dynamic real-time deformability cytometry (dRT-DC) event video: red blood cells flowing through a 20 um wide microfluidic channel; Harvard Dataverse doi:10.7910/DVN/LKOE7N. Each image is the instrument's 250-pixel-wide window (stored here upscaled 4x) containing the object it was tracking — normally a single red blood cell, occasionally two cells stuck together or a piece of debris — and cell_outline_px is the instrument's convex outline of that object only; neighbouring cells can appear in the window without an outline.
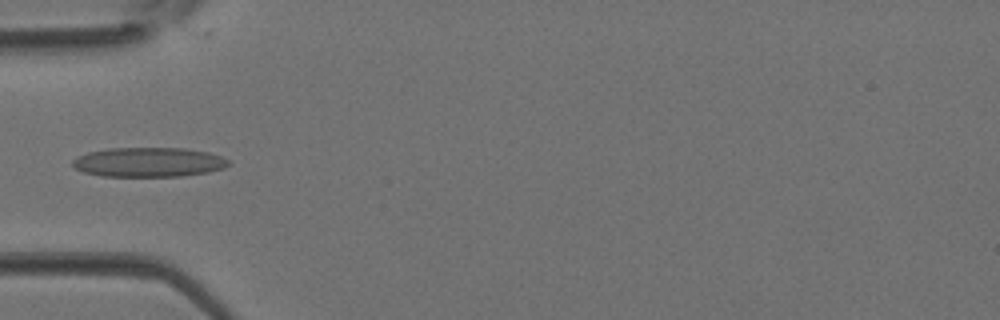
{"species": "Egyptian fruit bat (a non-hibernating species)", "species_latin": "Rousettus aegyptiacus", "temperature_condition": "room temperature", "stored_images_in_passage": 2, "camera_frame_rate_fps": 3000, "um_per_image_px": 0.085, "animal": {"sex": "female"}, "frame": {"image": 1, "passage_image": 2, "time_ms": 0.333, "image_size_px": [1000, 320], "cell_outline_px": [[228, 164], [224, 168], [208, 172], [180, 176], [100, 176], [84, 172], [76, 168], [72, 164], [72, 160], [88, 152], [108, 148], [184, 148], [208, 152], [220, 156], [228, 160]], "centroid_in_image_um": [12.62, 13.78], "position_along_channel_um": 72.4, "area_um2": 26.65}}